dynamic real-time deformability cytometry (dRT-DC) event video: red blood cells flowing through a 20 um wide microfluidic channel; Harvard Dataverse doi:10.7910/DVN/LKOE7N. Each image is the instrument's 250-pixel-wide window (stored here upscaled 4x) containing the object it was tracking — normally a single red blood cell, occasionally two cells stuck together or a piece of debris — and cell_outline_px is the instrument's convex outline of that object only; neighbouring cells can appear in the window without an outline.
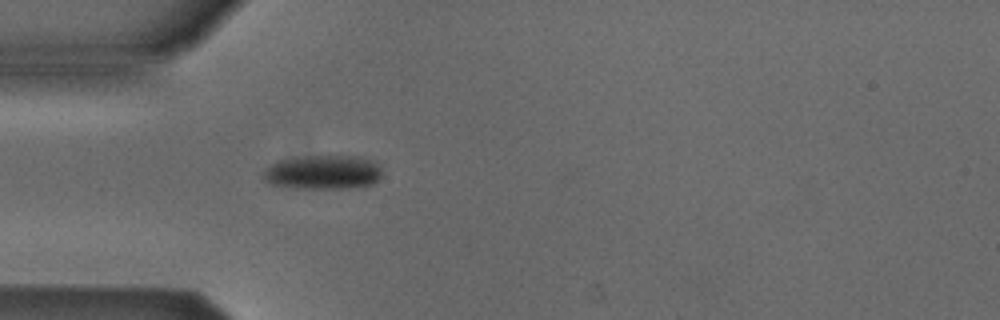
{"species": "Egyptian fruit bat (a non-hibernating species)", "species_latin": "Rousettus aegyptiacus", "temperature_condition": "cold", "stored_images_in_passage": 35, "camera_frame_rate_fps": 3000, "um_per_image_px": 0.085, "animal": {"sex": "male"}, "frame": {"image": 1, "passage_image": 1, "time_ms": 0.0, "image_size_px": [1000, 320], "cell_outline_px": [[380, 176], [372, 184], [348, 188], [296, 188], [272, 184], [264, 176], [264, 172], [276, 160], [308, 156], [360, 156], [372, 160], [380, 168]], "centroid_in_image_um": [27.48, 14.63], "position_along_channel_um": 57.5, "area_um2": 23.24}}
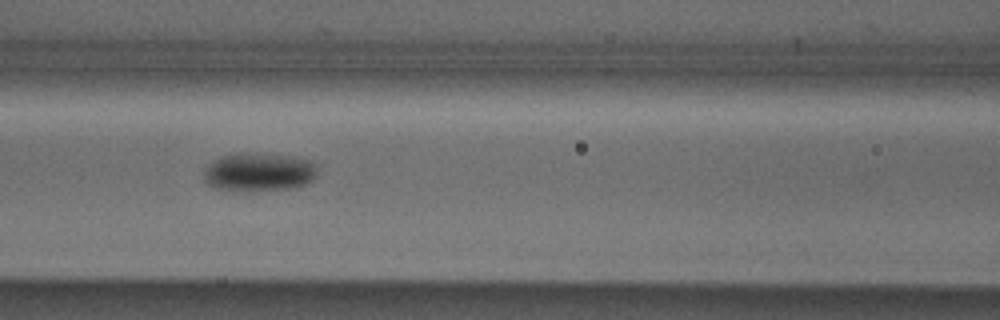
{"frame": {"image": 2, "passage_image": 8, "time_ms": 2.333, "image_size_px": [1000, 320], "cell_outline_px": [[316, 176], [308, 184], [296, 188], [216, 188], [208, 184], [204, 180], [204, 172], [216, 160], [224, 156], [236, 152], [252, 152], [288, 156], [312, 160], [316, 164]], "centroid_in_image_um": [22.09, 14.57], "position_along_channel_um": 144.5, "area_um2": 24.62}}
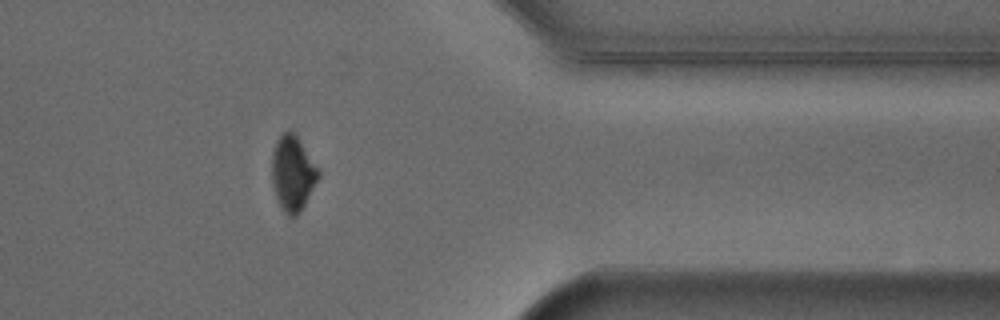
{"frame": {"image": 3, "passage_image": 28, "time_ms": 9.0, "image_size_px": [1000, 320], "cell_outline_px": [[320, 176], [300, 212], [296, 216], [288, 216], [284, 212], [276, 196], [272, 180], [272, 152], [276, 140], [288, 128], [292, 128], [320, 172]], "centroid_in_image_um": [24.87, 14.69], "position_along_channel_um": 386.5, "area_um2": 20.23}, "authors_computed_cell_mechanics": {"area_um2": 23.409, "velocity_mm_per_s": 3.8949, "shape_relaxation_time_tau1_ms": 5.6552, "shape_relaxation_time_tau2_ms": null, "deformation_change_tau1": 0.1227, "deformation_change_tau2": null}}